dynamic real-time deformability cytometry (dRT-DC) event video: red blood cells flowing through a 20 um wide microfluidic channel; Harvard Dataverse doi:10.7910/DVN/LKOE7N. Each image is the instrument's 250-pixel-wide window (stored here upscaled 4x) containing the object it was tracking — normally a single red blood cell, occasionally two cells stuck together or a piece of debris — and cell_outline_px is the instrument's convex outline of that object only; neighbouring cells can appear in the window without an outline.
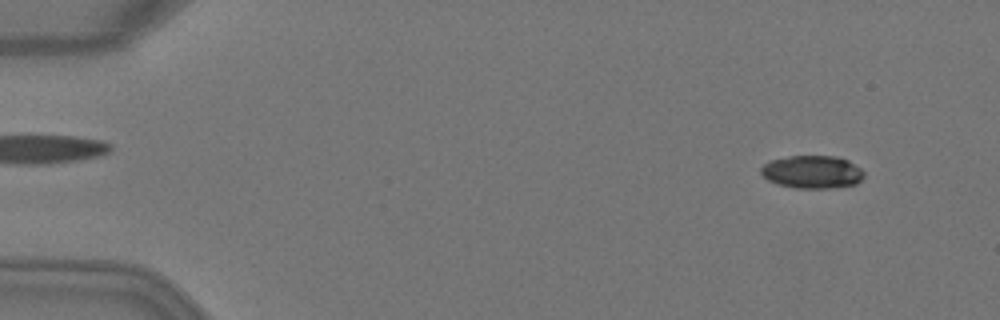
{"species": "Egyptian fruit bat (a non-hibernating species)", "species_latin": "Rousettus aegyptiacus", "temperature_condition": "warm", "stored_images_in_passage": 5, "camera_frame_rate_fps": 3000, "um_per_image_px": 0.085, "animal": {"sex": "female"}, "frame": {"image": 1, "passage_image": 2, "time_ms": 0.333, "image_size_px": [1000, 320], "cell_outline_px": [[864, 176], [856, 184], [832, 188], [796, 188], [776, 184], [768, 180], [760, 172], [760, 168], [764, 164], [772, 160], [792, 156], [836, 156], [848, 160], [860, 168], [864, 172]], "centroid_in_image_um": [69.04, 14.62], "position_along_channel_um": 16.0, "area_um2": 19.71}}